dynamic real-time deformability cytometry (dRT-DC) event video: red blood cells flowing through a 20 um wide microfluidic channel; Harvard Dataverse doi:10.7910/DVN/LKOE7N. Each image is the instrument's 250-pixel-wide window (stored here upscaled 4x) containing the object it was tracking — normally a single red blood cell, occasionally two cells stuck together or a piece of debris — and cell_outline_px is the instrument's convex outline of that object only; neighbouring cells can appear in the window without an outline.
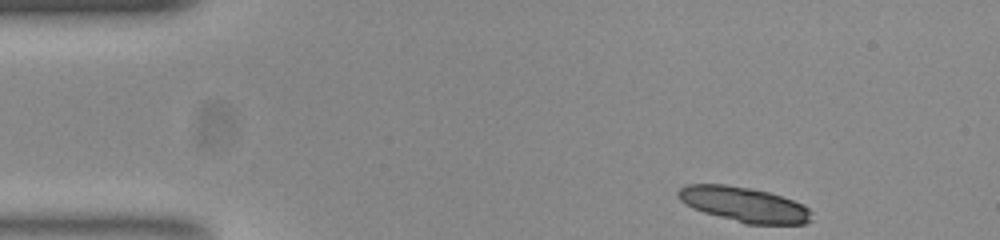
{"species": "common noctule bat (a hibernating species)", "species_latin": "Nyctalus noctula", "temperature_condition": "room temperature", "stored_images_in_passage": 46, "segment_of_instrument_passage": [1, 2], "camera_frame_rate_fps": 3000, "um_per_image_px": 0.085, "animal": {"sex": "female", "body_mass_g": 23.0, "forearm_length_mm": 53.4}, "frame": {"image": 1, "passage_image": 1, "time_ms": 0.0, "image_size_px": [1000, 240], "cell_outline_px": [[808, 220], [804, 224], [748, 224], [704, 212], [680, 200], [680, 188], [688, 184], [724, 184], [752, 188], [768, 192], [792, 200], [808, 208]], "centroid_in_image_um": [63.24, 17.37], "position_along_channel_um": 21.8, "area_um2": 26.3}}